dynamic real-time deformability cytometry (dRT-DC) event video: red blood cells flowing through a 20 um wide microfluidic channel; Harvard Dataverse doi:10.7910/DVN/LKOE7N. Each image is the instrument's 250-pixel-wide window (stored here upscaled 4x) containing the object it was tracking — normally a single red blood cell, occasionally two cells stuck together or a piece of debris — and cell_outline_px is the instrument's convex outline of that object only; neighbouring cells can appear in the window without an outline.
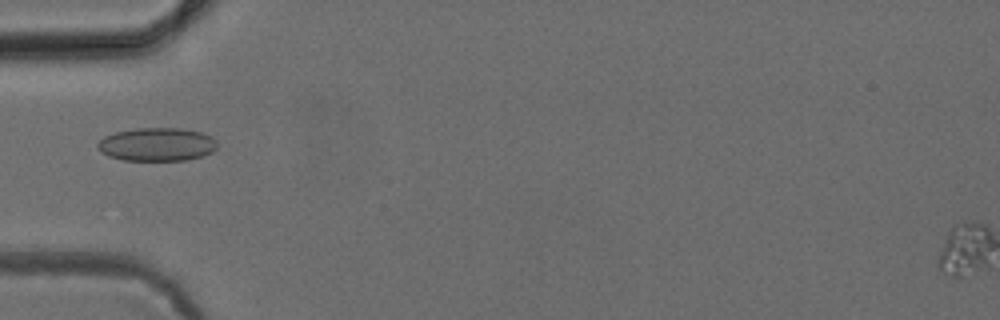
{"species": "common noctule bat (a hibernating species)", "species_latin": "Nyctalus noctula", "temperature_condition": "cold", "stored_images_in_passage": 4, "camera_frame_rate_fps": 3000, "um_per_image_px": 0.085, "animal": {"sex": "female", "body_mass_g": 24.6, "forearm_length_mm": 56.2}, "frame": {"image": 1, "passage_image": 3, "time_ms": 2.333, "image_size_px": [1000, 320], "cell_outline_px": [[216, 148], [212, 152], [188, 160], [124, 160], [108, 156], [100, 152], [96, 148], [96, 144], [104, 136], [116, 132], [136, 128], [180, 128], [200, 132], [212, 136], [216, 140]], "centroid_in_image_um": [13.31, 12.27], "position_along_channel_um": 71.7, "area_um2": 23.29}}